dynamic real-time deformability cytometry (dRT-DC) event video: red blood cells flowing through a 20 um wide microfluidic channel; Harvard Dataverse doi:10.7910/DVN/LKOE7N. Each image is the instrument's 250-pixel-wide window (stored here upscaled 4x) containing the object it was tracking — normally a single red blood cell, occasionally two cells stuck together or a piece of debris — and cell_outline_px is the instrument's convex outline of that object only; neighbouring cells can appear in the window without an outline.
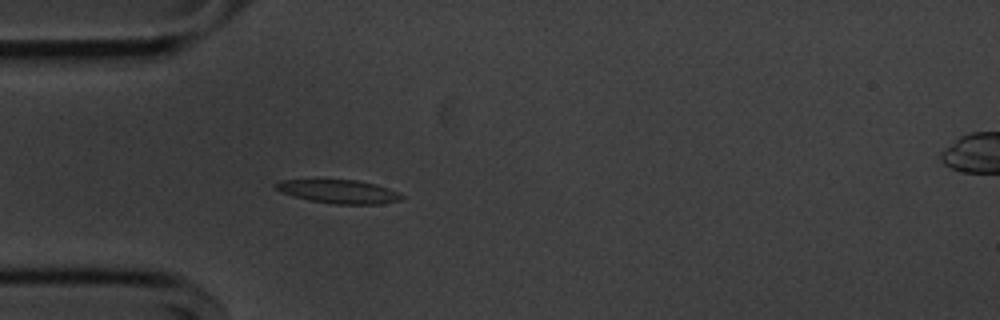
{"species": "common noctule bat (a hibernating species)", "species_latin": "Nyctalus noctula", "temperature_condition": "cold", "stored_images_in_passage": 54, "camera_frame_rate_fps": 3000, "um_per_image_px": 0.085, "animal": {"sex": "male", "body_mass_g": 20.1, "forearm_length_mm": 53.5}, "frame": {"image": 1, "passage_image": 15, "time_ms": 4.667, "image_size_px": [1000, 320], "cell_outline_px": [[404, 196], [400, 200], [380, 204], [336, 204], [308, 200], [284, 192], [276, 188], [272, 184], [280, 180], [356, 180], [388, 188]], "centroid_in_image_um": [28.79, 16.28], "position_along_channel_um": 56.2, "area_um2": 16.88}}
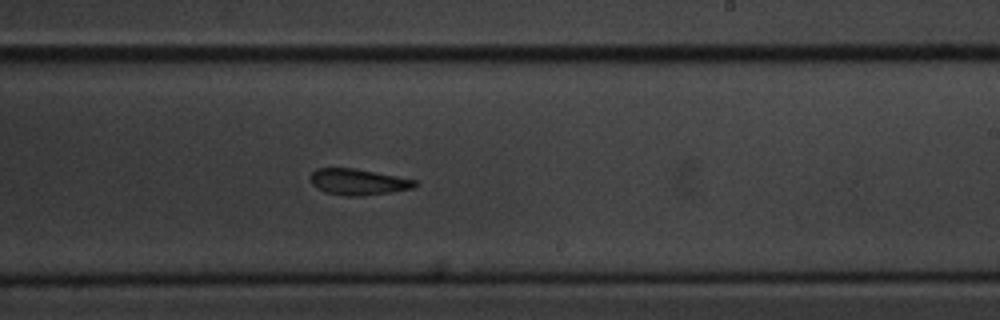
{"frame": {"image": 2, "passage_image": 32, "time_ms": 10.333, "image_size_px": [1000, 320], "cell_outline_px": [[416, 184], [412, 188], [364, 196], [344, 196], [324, 192], [312, 184], [308, 176], [316, 168], [352, 168], [396, 176], [416, 180]], "centroid_in_image_um": [30.37, 15.46], "position_along_channel_um": 258.6, "area_um2": 15.78}}
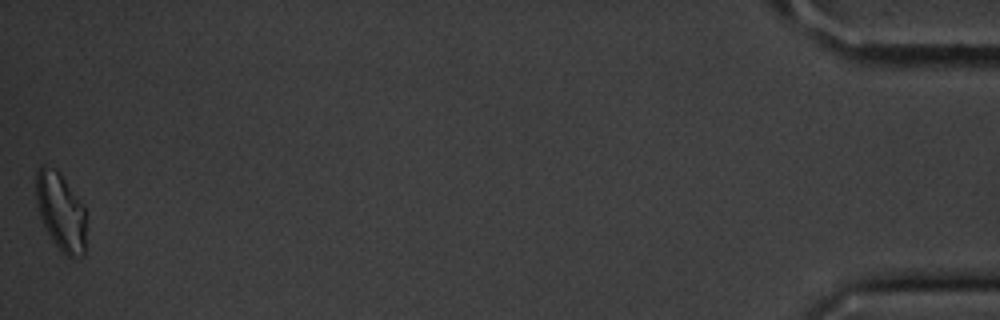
{"frame": {"image": 3, "passage_image": 54, "time_ms": 17.667, "image_size_px": [1000, 320], "cell_outline_px": [[84, 256], [68, 256], [52, 240], [40, 216], [36, 204], [36, 172], [44, 164], [56, 168], [60, 172], [84, 204]], "centroid_in_image_um": [5.15, 17.91], "position_along_channel_um": 430.0, "area_um2": 22.48}, "authors_computed_cell_mechanics": {"area_um2": 16.8776, "velocity_mm_per_s": 3.6407, "shape_relaxation_time_tau1_ms": 6.8776, "shape_relaxation_time_tau2_ms": 10.678, "deformation_change_tau1": 0.139, "deformation_change_tau2": 0.1874}}